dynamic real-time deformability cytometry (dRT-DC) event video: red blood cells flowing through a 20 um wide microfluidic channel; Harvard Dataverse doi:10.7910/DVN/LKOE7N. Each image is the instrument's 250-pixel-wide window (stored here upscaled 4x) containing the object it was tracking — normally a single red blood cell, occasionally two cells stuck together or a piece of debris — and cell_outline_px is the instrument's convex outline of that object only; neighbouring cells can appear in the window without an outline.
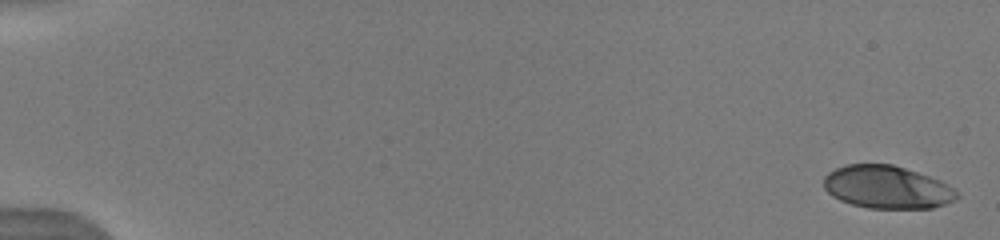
{"species": "human", "species_latin": "Homo sapiens", "temperature_condition": "warm", "stored_images_in_passage": 30, "camera_frame_rate_fps": 3000, "um_per_image_px": 0.085, "donor": {"sex": "male"}, "frame": {"image": 1, "passage_image": 1, "time_ms": 0.0, "image_size_px": [1000, 240], "cell_outline_px": [[960, 196], [956, 200], [932, 208], [868, 208], [852, 204], [840, 200], [832, 196], [824, 188], [824, 176], [828, 172], [836, 168], [848, 164], [892, 164], [940, 180], [948, 184], [960, 192]], "centroid_in_image_um": [75.42, 15.91], "position_along_channel_um": 9.6, "area_um2": 33.29}}
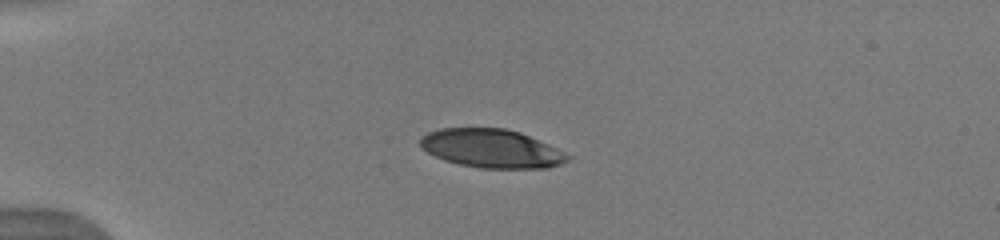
{"frame": {"image": 2, "passage_image": 7, "time_ms": 4.333, "image_size_px": [1000, 240], "cell_outline_px": [[572, 156], [568, 160], [560, 164], [548, 168], [480, 168], [460, 164], [444, 160], [428, 152], [420, 144], [420, 136], [428, 132], [440, 128], [504, 128], [520, 132], [548, 144]], "centroid_in_image_um": [41.78, 12.62], "position_along_channel_um": 43.2, "area_um2": 33.0}}
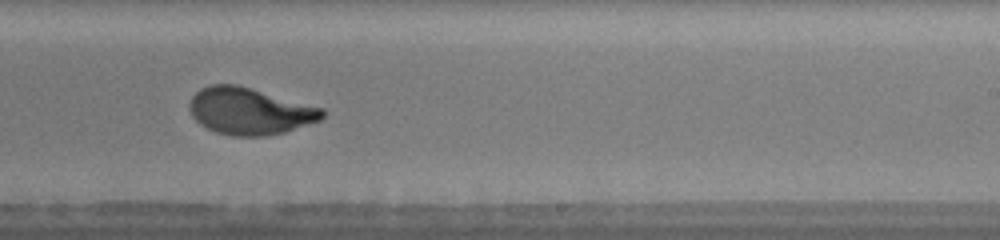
{"frame": {"image": 3, "passage_image": 24, "time_ms": 11.0, "image_size_px": [1000, 240], "cell_outline_px": [[324, 116], [320, 120], [284, 132], [264, 136], [232, 136], [216, 132], [200, 124], [192, 116], [188, 104], [192, 96], [200, 88], [212, 84], [236, 84], [324, 108]], "centroid_in_image_um": [21.2, 9.44], "position_along_channel_um": 267.8, "area_um2": 36.13}}